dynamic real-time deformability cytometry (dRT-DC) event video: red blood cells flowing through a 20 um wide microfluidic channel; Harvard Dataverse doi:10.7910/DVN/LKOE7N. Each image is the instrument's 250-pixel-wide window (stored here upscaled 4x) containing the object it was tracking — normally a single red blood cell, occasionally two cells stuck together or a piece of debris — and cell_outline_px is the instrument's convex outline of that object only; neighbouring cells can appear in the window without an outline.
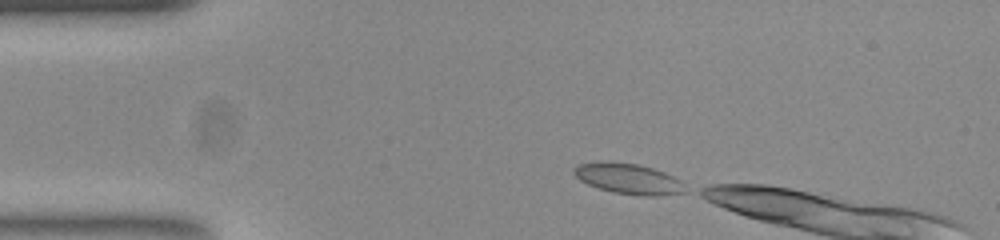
{"species": "common noctule bat (a hibernating species)", "species_latin": "Nyctalus noctula", "temperature_condition": "room temperature", "stored_images_in_passage": 5, "camera_frame_rate_fps": 3000, "um_per_image_px": 0.085, "animal": {"sex": "female", "body_mass_g": 23.0, "forearm_length_mm": 53.4}, "frame": {"image": 1, "passage_image": 1, "time_ms": 0.0, "image_size_px": [1000, 240], "cell_outline_px": [[680, 192], [616, 192], [600, 188], [588, 184], [580, 180], [576, 176], [576, 168], [580, 164], [608, 160], [636, 164], [652, 168], [664, 172], [680, 180]], "centroid_in_image_um": [53.25, 15.09], "position_along_channel_um": 31.7, "area_um2": 17.92}}